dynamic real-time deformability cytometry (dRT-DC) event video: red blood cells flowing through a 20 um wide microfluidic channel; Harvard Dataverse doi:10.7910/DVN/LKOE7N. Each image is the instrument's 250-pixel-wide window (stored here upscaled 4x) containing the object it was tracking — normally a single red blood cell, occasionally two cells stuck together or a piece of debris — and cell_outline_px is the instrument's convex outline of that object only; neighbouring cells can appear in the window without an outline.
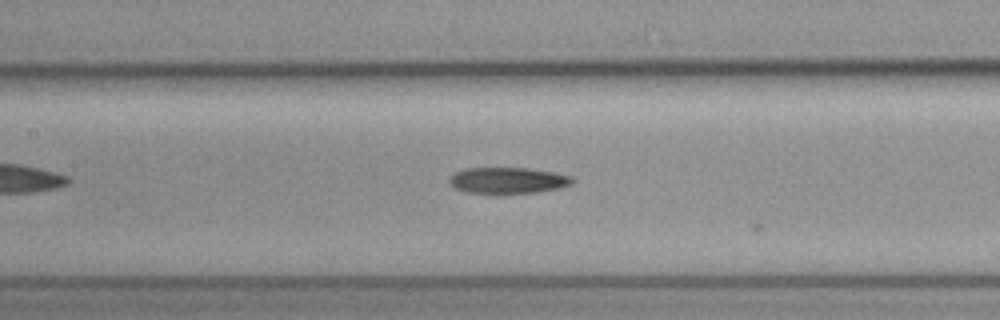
{"species": "common noctule bat (a hibernating species)", "species_latin": "Nyctalus noctula", "temperature_condition": "cold", "stored_images_in_passage": 6, "camera_frame_rate_fps": 3000, "um_per_image_px": 0.085, "animal": {"sex": "female", "body_mass_g": 19.3, "forearm_length_mm": 54.1}, "frame": {"image": 1, "passage_image": 5, "time_ms": 1.333, "image_size_px": [1000, 320], "cell_outline_px": [[576, 180], [572, 184], [560, 188], [536, 192], [500, 196], [464, 192], [456, 188], [448, 180], [456, 172], [464, 168], [528, 168], [552, 172], [572, 176]], "centroid_in_image_um": [43.18, 15.37], "position_along_channel_um": 164.2, "area_um2": 19.42}}